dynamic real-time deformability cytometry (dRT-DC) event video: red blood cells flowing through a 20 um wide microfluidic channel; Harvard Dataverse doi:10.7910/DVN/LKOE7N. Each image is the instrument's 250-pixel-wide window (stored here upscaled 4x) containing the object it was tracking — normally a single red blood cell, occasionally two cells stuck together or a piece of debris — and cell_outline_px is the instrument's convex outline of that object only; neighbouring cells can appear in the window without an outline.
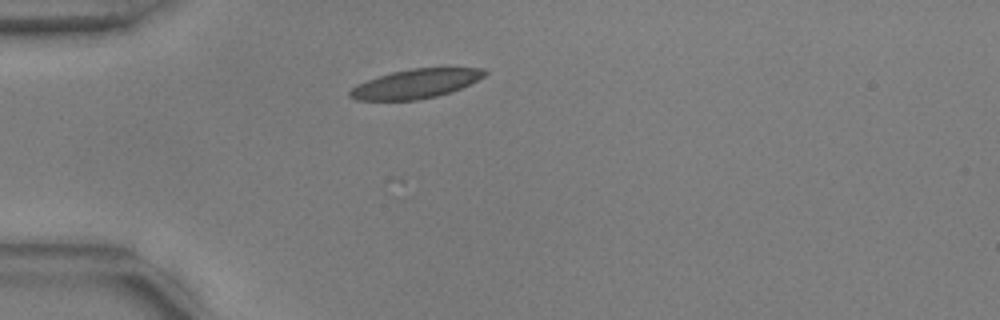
{"species": "common noctule bat (a hibernating species)", "species_latin": "Nyctalus noctula", "temperature_condition": "warm", "stored_images_in_passage": 28, "camera_frame_rate_fps": 3000, "um_per_image_px": 0.085, "animal": {"sex": "male", "body_mass_g": 17.9, "forearm_length_mm": 54.2}, "frame": {"image": 1, "passage_image": 1, "time_ms": 0.0, "image_size_px": [1000, 320], "cell_outline_px": [[488, 72], [484, 76], [452, 92], [436, 96], [416, 100], [356, 100], [348, 96], [348, 92], [356, 84], [392, 72], [412, 68], [484, 68]], "centroid_in_image_um": [35.31, 7.12], "position_along_channel_um": 49.7, "area_um2": 22.72}}
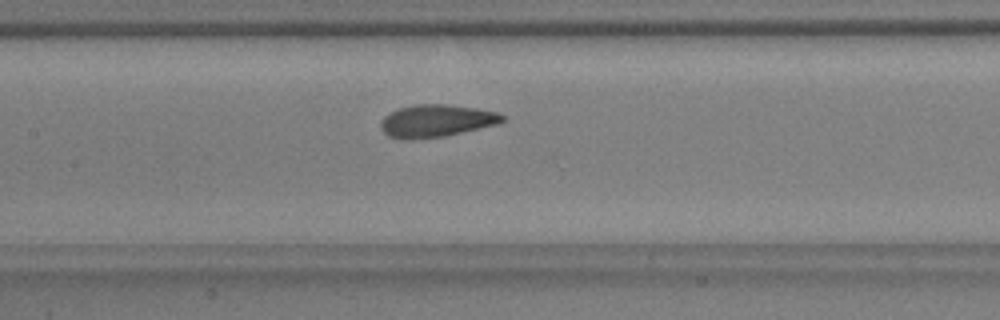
{"frame": {"image": 2, "passage_image": 12, "time_ms": 3.667, "image_size_px": [1000, 320], "cell_outline_px": [[504, 120], [496, 124], [444, 136], [412, 140], [400, 140], [388, 136], [380, 128], [380, 120], [388, 112], [400, 108], [416, 104], [444, 104], [476, 108], [496, 112], [504, 116]], "centroid_in_image_um": [37.0, 10.28], "position_along_channel_um": 170.4, "area_um2": 23.0}}
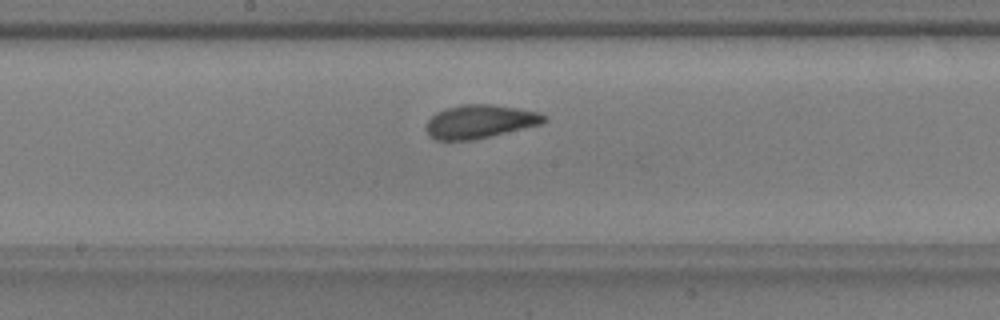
{"frame": {"image": 3, "passage_image": 15, "time_ms": 4.667, "image_size_px": [1000, 320], "cell_outline_px": [[548, 120], [540, 124], [472, 140], [436, 140], [428, 136], [424, 128], [428, 120], [436, 112], [444, 108], [464, 104], [492, 104], [540, 112], [548, 116]], "centroid_in_image_um": [40.75, 10.32], "position_along_channel_um": 207.4, "area_um2": 23.06}}